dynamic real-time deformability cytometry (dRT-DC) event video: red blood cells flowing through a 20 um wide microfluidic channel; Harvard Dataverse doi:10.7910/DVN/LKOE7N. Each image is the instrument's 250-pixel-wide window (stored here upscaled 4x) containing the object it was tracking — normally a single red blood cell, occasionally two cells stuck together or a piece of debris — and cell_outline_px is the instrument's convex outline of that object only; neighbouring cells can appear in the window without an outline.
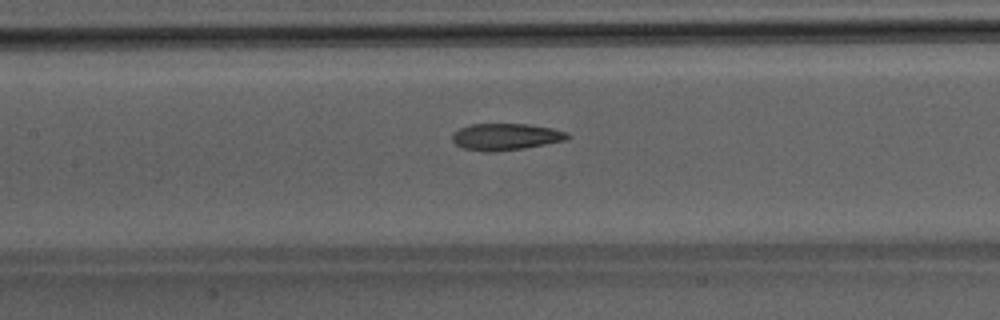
{"species": "Egyptian fruit bat (a non-hibernating species)", "species_latin": "Rousettus aegyptiacus", "temperature_condition": "room temperature", "stored_images_in_passage": 35, "camera_frame_rate_fps": 3000, "um_per_image_px": 0.085, "animal": {"sex": "male"}, "frame": {"image": 1, "passage_image": 10, "time_ms": 3.0, "image_size_px": [1000, 320], "cell_outline_px": [[572, 136], [564, 140], [524, 148], [496, 152], [484, 152], [464, 148], [456, 144], [452, 140], [452, 132], [468, 124], [528, 124], [552, 128], [568, 132]], "centroid_in_image_um": [42.96, 11.62], "position_along_channel_um": 164.4, "area_um2": 18.03}}
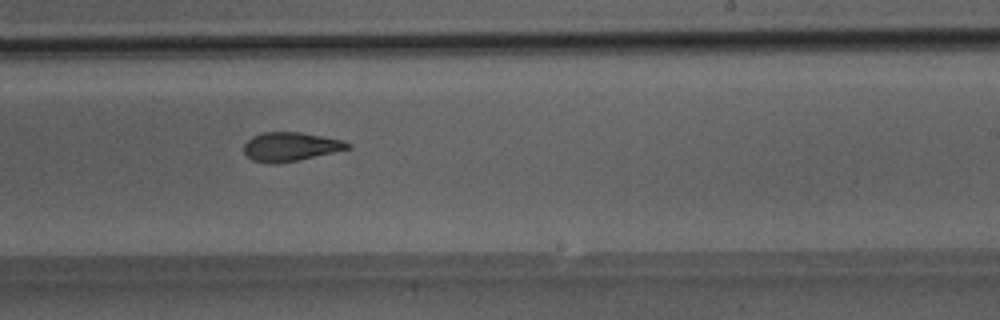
{"frame": {"image": 2, "passage_image": 17, "time_ms": 5.333, "image_size_px": [1000, 320], "cell_outline_px": [[352, 148], [296, 160], [276, 164], [272, 164], [252, 160], [244, 152], [244, 144], [252, 136], [264, 132], [300, 132], [340, 140], [352, 144]], "centroid_in_image_um": [24.66, 12.47], "position_along_channel_um": 264.3, "area_um2": 17.22}}
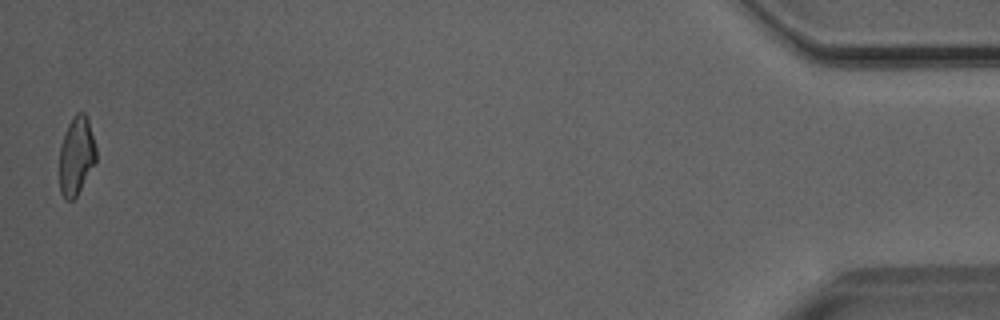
{"frame": {"image": 3, "passage_image": 35, "time_ms": 11.333, "image_size_px": [1000, 320], "cell_outline_px": [[96, 160], [76, 196], [72, 200], [64, 200], [60, 192], [60, 144], [64, 132], [72, 116], [76, 112], [84, 112], [88, 120], [96, 148]], "centroid_in_image_um": [6.47, 13.22], "position_along_channel_um": 428.7, "area_um2": 16.65}}